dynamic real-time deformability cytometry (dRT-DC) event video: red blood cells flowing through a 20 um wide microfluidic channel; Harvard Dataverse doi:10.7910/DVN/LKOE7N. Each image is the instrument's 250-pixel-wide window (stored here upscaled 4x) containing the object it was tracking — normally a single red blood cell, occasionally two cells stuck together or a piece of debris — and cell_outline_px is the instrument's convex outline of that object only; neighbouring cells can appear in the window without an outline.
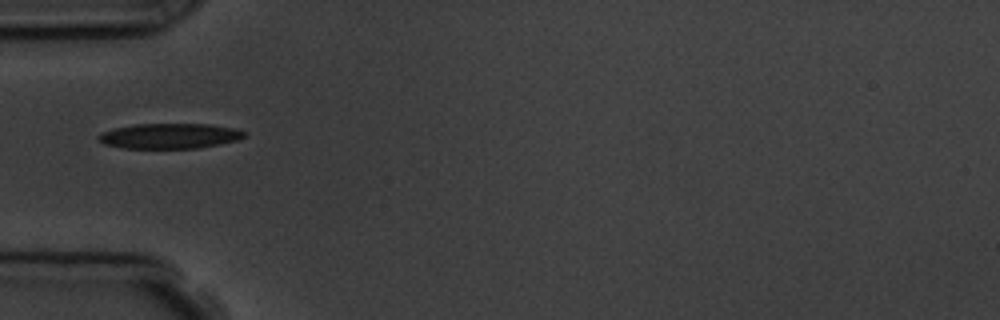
{"species": "common noctule bat (a hibernating species)", "species_latin": "Nyctalus noctula", "temperature_condition": "room temperature", "stored_images_in_passage": 6, "camera_frame_rate_fps": 3000, "um_per_image_px": 0.085, "animal": {"sex": "male", "body_mass_g": 19.5, "forearm_length_mm": 54.6}, "frame": {"image": 1, "passage_image": 6, "time_ms": 6.667, "image_size_px": [1000, 320], "cell_outline_px": [[248, 132], [244, 136], [236, 140], [196, 148], [124, 148], [104, 144], [96, 140], [96, 136], [100, 132], [112, 128], [136, 124], [212, 124], [236, 128]], "centroid_in_image_um": [14.36, 11.54], "position_along_channel_um": 70.6, "area_um2": 21.56}}